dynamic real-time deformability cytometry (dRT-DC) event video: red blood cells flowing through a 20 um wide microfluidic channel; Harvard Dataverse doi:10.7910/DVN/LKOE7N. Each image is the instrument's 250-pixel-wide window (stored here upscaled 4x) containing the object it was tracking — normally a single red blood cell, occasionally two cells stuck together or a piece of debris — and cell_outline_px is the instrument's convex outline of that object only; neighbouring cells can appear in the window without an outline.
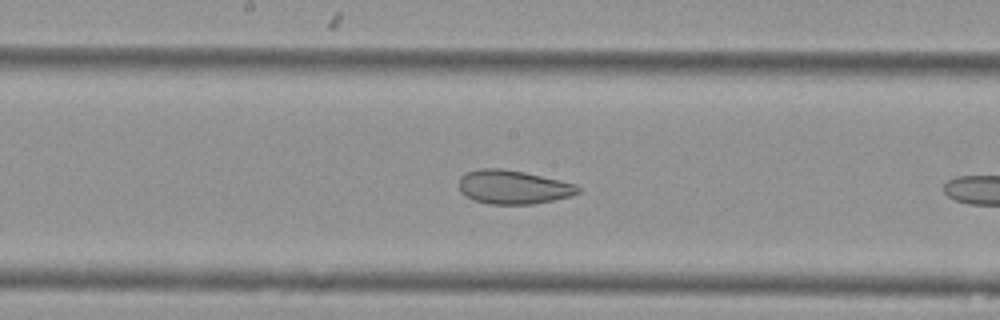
{"species": "Egyptian fruit bat (a non-hibernating species)", "species_latin": "Rousettus aegyptiacus", "temperature_condition": "cold", "stored_images_in_passage": 28, "camera_frame_rate_fps": 3000, "um_per_image_px": 0.085, "animal": {"sex": "female"}, "frame": {"image": 1, "passage_image": 13, "time_ms": 4.0, "image_size_px": [1000, 320], "cell_outline_px": [[580, 192], [572, 196], [532, 204], [488, 204], [476, 200], [460, 192], [460, 176], [468, 172], [480, 168], [500, 168], [524, 172], [560, 180], [576, 184], [580, 188]], "centroid_in_image_um": [43.64, 15.9], "position_along_channel_um": 204.6, "area_um2": 23.29}}
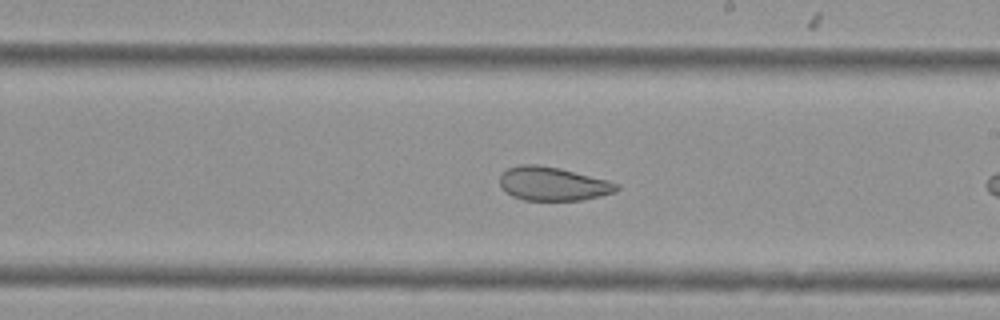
{"frame": {"image": 2, "passage_image": 16, "time_ms": 5.0, "image_size_px": [1000, 320], "cell_outline_px": [[620, 188], [616, 192], [600, 196], [580, 200], [524, 200], [512, 196], [500, 184], [500, 176], [508, 168], [520, 164], [536, 164], [560, 168], [608, 180], [620, 184]], "centroid_in_image_um": [47.04, 15.62], "position_along_channel_um": 242.0, "area_um2": 22.89}}
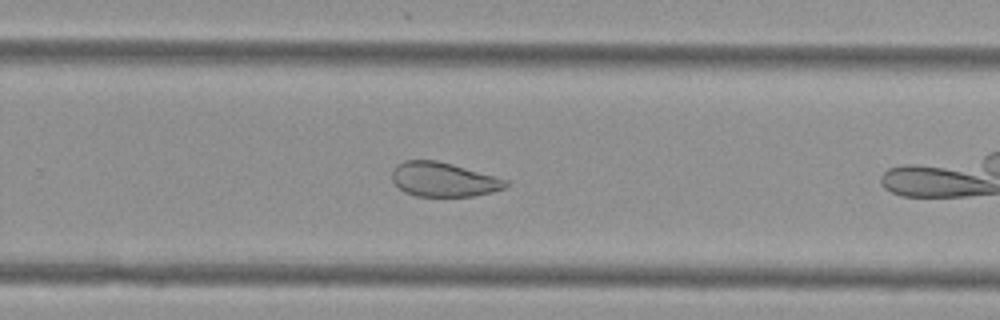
{"frame": {"image": 3, "passage_image": 20, "time_ms": 6.333, "image_size_px": [1000, 320], "cell_outline_px": [[508, 184], [504, 188], [492, 192], [472, 196], [416, 196], [404, 192], [392, 180], [392, 168], [396, 164], [404, 160], [436, 160], [452, 164], [508, 180]], "centroid_in_image_um": [37.66, 15.25], "position_along_channel_um": 292.1, "area_um2": 22.66}}